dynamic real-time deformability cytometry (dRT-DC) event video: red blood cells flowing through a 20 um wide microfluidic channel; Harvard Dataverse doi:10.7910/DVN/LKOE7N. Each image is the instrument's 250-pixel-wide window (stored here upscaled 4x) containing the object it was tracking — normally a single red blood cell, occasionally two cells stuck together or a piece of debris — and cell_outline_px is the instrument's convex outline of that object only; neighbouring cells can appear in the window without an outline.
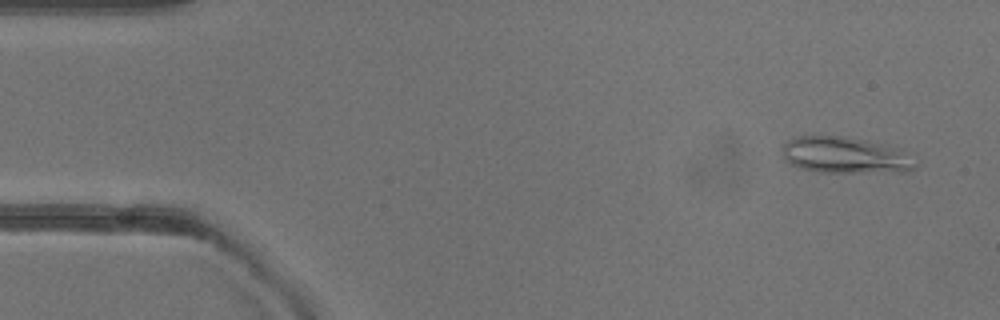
{"species": "common noctule bat (a hibernating species)", "species_latin": "Nyctalus noctula", "temperature_condition": "warm", "stored_images_in_passage": 50, "camera_frame_rate_fps": 3000, "um_per_image_px": 0.085, "animal": {"sex": "female"}, "frame": {"image": 1, "passage_image": 3, "time_ms": 0.667, "image_size_px": [1000, 320], "cell_outline_px": [[920, 160], [916, 168], [908, 172], [820, 172], [800, 168], [784, 160], [784, 144], [788, 140], [796, 136], [836, 136], [860, 140], [900, 148]], "centroid_in_image_um": [71.94, 13.22], "position_along_channel_um": 13.1, "area_um2": 28.26}}
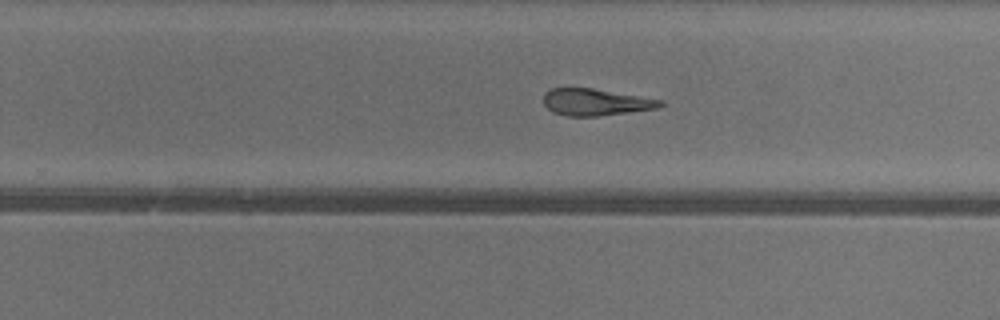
{"frame": {"image": 2, "passage_image": 31, "time_ms": 10.0, "image_size_px": [1000, 320], "cell_outline_px": [[664, 104], [656, 108], [628, 112], [596, 116], [568, 116], [552, 112], [544, 104], [544, 92], [552, 88], [592, 88], [664, 100]], "centroid_in_image_um": [50.61, 8.67], "position_along_channel_um": 279.2, "area_um2": 18.09}}
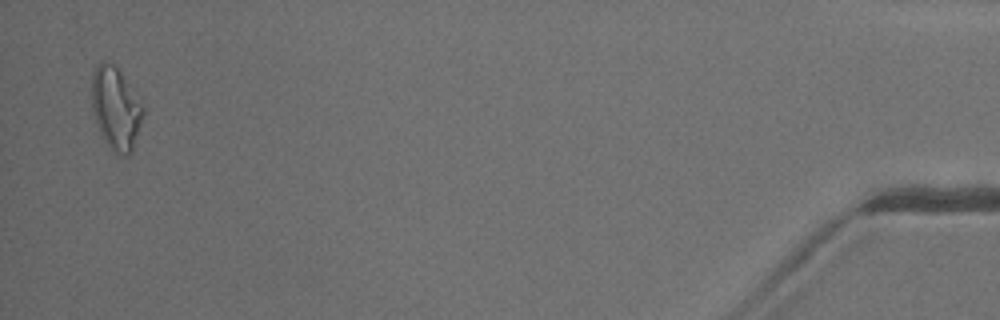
{"frame": {"image": 3, "passage_image": 49, "time_ms": 16.0, "image_size_px": [1000, 320], "cell_outline_px": [[144, 112], [132, 152], [128, 156], [120, 156], [100, 136], [96, 124], [92, 108], [92, 72], [96, 64], [100, 60], [104, 60], [112, 64], [120, 72], [144, 108]], "centroid_in_image_um": [9.81, 9.22], "position_along_channel_um": 425.4, "area_um2": 24.51}, "authors_computed_cell_mechanics": {"area_um2": 20.5479, "velocity_mm_per_s": 4.0345, "shape_relaxation_time_tau1_ms": null, "shape_relaxation_time_tau2_ms": 4.0021, "deformation_change_tau1": null, "deformation_change_tau2": 0.1441}}